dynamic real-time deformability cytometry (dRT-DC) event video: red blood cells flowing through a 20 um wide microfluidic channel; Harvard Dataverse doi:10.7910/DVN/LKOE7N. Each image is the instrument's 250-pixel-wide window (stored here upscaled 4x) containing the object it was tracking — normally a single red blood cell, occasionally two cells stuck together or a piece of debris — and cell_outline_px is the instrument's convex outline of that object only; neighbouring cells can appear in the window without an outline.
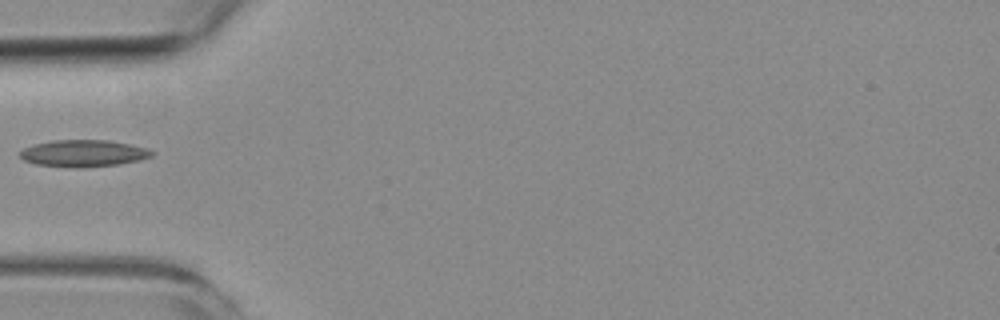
{"species": "common noctule bat (a hibernating species)", "species_latin": "Nyctalus noctula", "temperature_condition": "room temperature", "stored_images_in_passage": 1, "camera_frame_rate_fps": 3000, "um_per_image_px": 0.085, "animal": {"sex": "female", "body_mass_g": 19.3, "forearm_length_mm": 54.1}, "frame": {"image": 1, "passage_image": 1, "time_ms": 0.0, "image_size_px": [1000, 320], "cell_outline_px": [[156, 152], [152, 156], [140, 160], [120, 164], [84, 168], [76, 168], [36, 164], [24, 160], [20, 156], [20, 152], [24, 148], [32, 144], [52, 140], [108, 140], [148, 148]], "centroid_in_image_um": [7.11, 13.03], "position_along_channel_um": 77.9, "area_um2": 20.81}}